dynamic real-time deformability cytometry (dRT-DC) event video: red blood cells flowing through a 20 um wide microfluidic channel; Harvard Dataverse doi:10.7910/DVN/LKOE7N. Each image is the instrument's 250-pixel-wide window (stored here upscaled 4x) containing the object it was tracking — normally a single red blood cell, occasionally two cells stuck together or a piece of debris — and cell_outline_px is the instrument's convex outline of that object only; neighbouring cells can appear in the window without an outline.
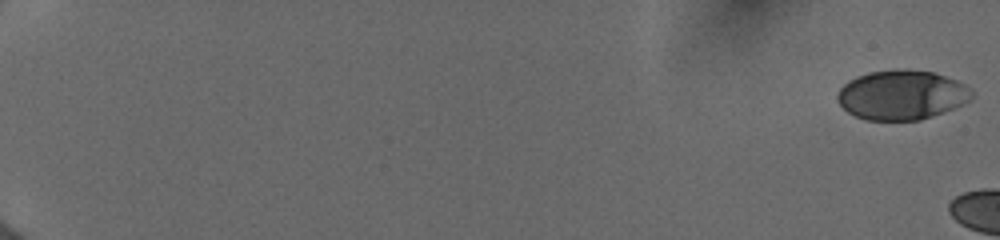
{"species": "human", "species_latin": "Homo sapiens", "temperature_condition": "cold", "stored_images_in_passage": 5, "camera_frame_rate_fps": 3000, "um_per_image_px": 0.085, "donor": {"sex": "female"}, "frame": {"image": 1, "passage_image": 1, "time_ms": 0.0, "image_size_px": [1000, 240], "cell_outline_px": [[972, 96], [968, 100], [944, 112], [920, 120], [864, 120], [848, 112], [836, 100], [836, 92], [848, 80], [856, 76], [868, 72], [932, 72], [956, 80], [964, 84], [972, 92]], "centroid_in_image_um": [76.58, 8.11], "position_along_channel_um": 8.4, "area_um2": 37.8}}